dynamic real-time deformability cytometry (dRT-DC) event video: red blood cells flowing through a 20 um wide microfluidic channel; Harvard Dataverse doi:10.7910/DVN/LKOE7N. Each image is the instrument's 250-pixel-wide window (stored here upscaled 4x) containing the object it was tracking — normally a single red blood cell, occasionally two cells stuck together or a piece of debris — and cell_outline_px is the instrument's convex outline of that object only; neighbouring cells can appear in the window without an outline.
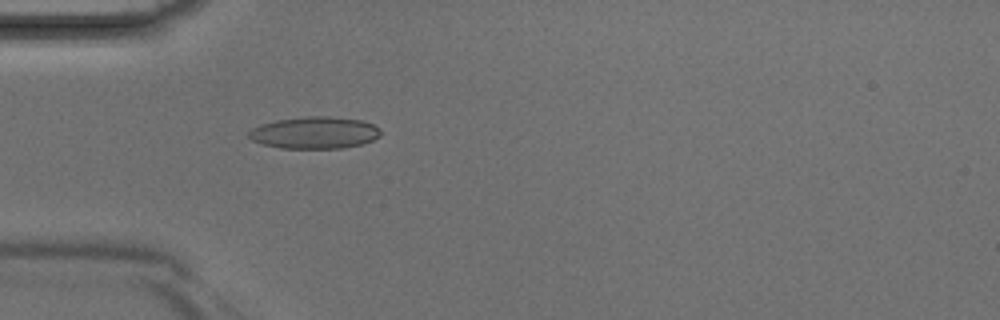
{"species": "Egyptian fruit bat (a non-hibernating species)", "species_latin": "Rousettus aegyptiacus", "temperature_condition": "room temperature", "stored_images_in_passage": 1, "camera_frame_rate_fps": 3000, "um_per_image_px": 0.085, "animal": {"sex": "male"}, "frame": {"image": 1, "passage_image": 1, "time_ms": 0.0, "image_size_px": [1000, 320], "cell_outline_px": [[380, 136], [364, 144], [344, 148], [280, 148], [260, 144], [252, 140], [248, 136], [248, 132], [252, 128], [260, 124], [276, 120], [308, 116], [328, 116], [364, 120], [380, 128]], "centroid_in_image_um": [26.74, 11.28], "position_along_channel_um": 58.3, "area_um2": 24.8}}